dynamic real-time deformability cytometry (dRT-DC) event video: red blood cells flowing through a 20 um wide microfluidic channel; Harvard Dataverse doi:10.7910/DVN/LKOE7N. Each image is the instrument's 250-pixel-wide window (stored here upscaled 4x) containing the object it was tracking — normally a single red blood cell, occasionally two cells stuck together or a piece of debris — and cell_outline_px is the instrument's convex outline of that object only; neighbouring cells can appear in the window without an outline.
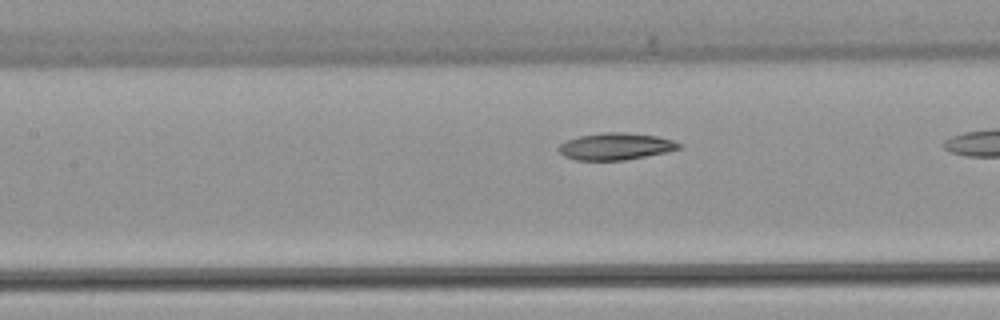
{"species": "common noctule bat (a hibernating species)", "species_latin": "Nyctalus noctula", "temperature_condition": "warm", "stored_images_in_passage": 17, "camera_frame_rate_fps": 3000, "um_per_image_px": 0.085, "animal": {"sex": "female", "body_mass_g": 22.7, "forearm_length_mm": 54.2}, "frame": {"image": 1, "passage_image": 10, "time_ms": 3.0, "image_size_px": [1000, 320], "cell_outline_px": [[684, 144], [680, 148], [668, 152], [624, 160], [576, 160], [564, 156], [556, 148], [560, 144], [568, 140], [580, 136], [604, 132], [624, 132], [656, 136], [672, 140]], "centroid_in_image_um": [52.35, 12.44], "position_along_channel_um": 155.1, "area_um2": 18.84}}